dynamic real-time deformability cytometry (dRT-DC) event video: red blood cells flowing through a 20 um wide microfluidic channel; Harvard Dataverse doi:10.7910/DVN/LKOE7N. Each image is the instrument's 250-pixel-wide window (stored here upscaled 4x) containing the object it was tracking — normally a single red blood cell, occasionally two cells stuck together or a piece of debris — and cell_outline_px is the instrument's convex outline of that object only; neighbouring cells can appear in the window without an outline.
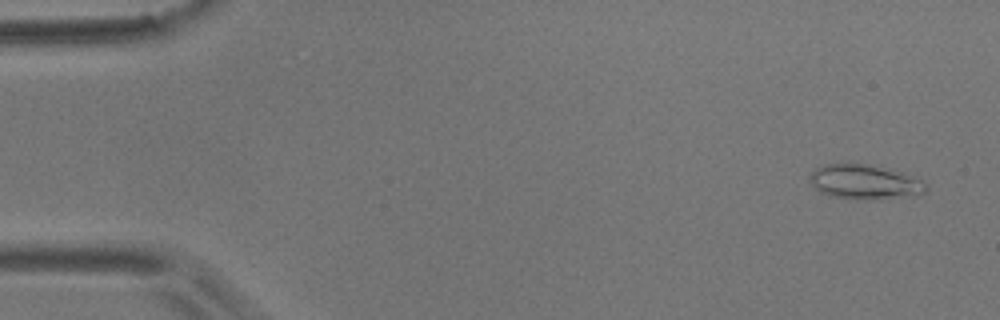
{"species": "common noctule bat (a hibernating species)", "species_latin": "Nyctalus noctula", "temperature_condition": "room temperature", "stored_images_in_passage": 4, "camera_frame_rate_fps": 3000, "um_per_image_px": 0.085, "animal": {"sex": "male", "body_mass_g": 17.9}, "frame": {"image": 1, "passage_image": 1, "time_ms": 0.0, "image_size_px": [1000, 320], "cell_outline_px": [[928, 188], [924, 192], [872, 200], [856, 200], [828, 196], [820, 192], [812, 184], [808, 176], [816, 168], [824, 164], [864, 164], [888, 168], [924, 180]], "centroid_in_image_um": [73.45, 15.47], "position_along_channel_um": 11.6, "area_um2": 23.29}}